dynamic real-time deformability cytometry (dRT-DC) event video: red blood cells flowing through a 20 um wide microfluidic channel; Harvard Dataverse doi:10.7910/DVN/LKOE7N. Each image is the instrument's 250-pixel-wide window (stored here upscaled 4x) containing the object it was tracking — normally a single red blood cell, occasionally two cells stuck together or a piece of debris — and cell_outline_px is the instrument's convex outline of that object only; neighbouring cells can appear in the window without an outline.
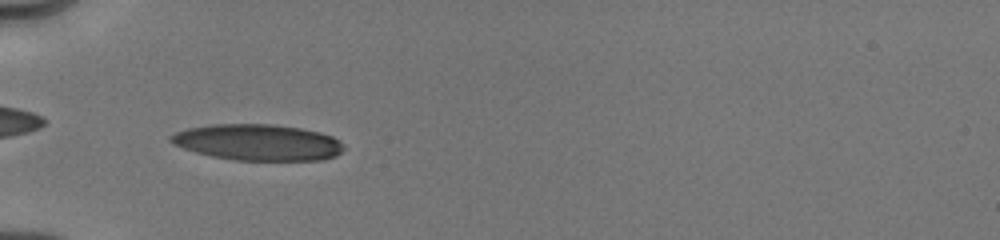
{"species": "human", "species_latin": "Homo sapiens", "temperature_condition": "cold", "stored_images_in_passage": 53, "camera_frame_rate_fps": 3000, "um_per_image_px": 0.085, "donor": {"sex": "male"}, "frame": {"image": 1, "passage_image": 14, "time_ms": 3.0, "image_size_px": [1000, 240], "cell_outline_px": [[344, 148], [336, 156], [324, 160], [236, 160], [212, 156], [196, 152], [172, 144], [168, 140], [168, 136], [176, 132], [188, 128], [212, 124], [272, 124], [300, 128], [320, 132], [332, 136], [340, 140], [344, 144]], "centroid_in_image_um": [21.92, 12.1], "position_along_channel_um": 63.1, "area_um2": 36.59}}
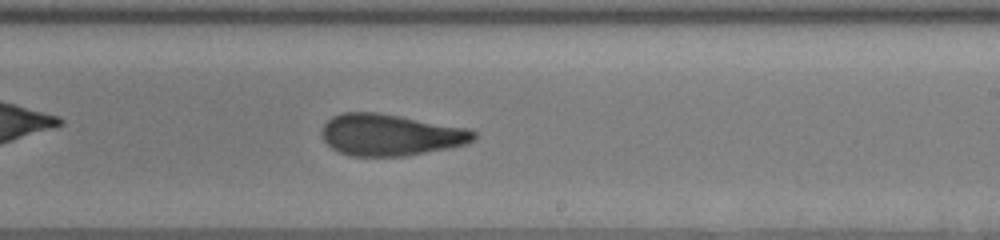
{"frame": {"image": 2, "passage_image": 36, "time_ms": 8.0, "image_size_px": [1000, 240], "cell_outline_px": [[476, 136], [472, 140], [464, 144], [448, 148], [404, 156], [352, 156], [340, 152], [332, 148], [324, 140], [320, 132], [320, 128], [332, 116], [340, 112], [376, 112], [400, 116], [468, 128], [476, 132]], "centroid_in_image_um": [33.14, 11.45], "position_along_channel_um": 255.9, "area_um2": 36.76}}
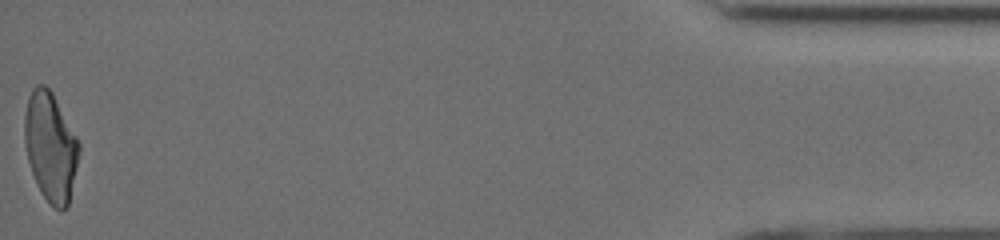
{"frame": {"image": 3, "passage_image": 52, "time_ms": 14.333, "image_size_px": [1000, 240], "cell_outline_px": [[80, 152], [68, 204], [60, 212], [44, 196], [32, 172], [28, 160], [24, 144], [24, 116], [28, 96], [32, 88], [36, 84], [44, 84], [52, 92], [76, 136], [80, 144]], "centroid_in_image_um": [4.28, 12.42], "position_along_channel_um": 430.9, "area_um2": 34.22}, "authors_computed_cell_mechanics": {"area_um2": 36.2984, "velocity_mm_per_s": 4.0229, "shape_relaxation_time_tau1_ms": 6.4419, "shape_relaxation_time_tau2_ms": 1.9485, "deformation_change_tau1": 0.2074, "deformation_change_tau2": 0.1095}}